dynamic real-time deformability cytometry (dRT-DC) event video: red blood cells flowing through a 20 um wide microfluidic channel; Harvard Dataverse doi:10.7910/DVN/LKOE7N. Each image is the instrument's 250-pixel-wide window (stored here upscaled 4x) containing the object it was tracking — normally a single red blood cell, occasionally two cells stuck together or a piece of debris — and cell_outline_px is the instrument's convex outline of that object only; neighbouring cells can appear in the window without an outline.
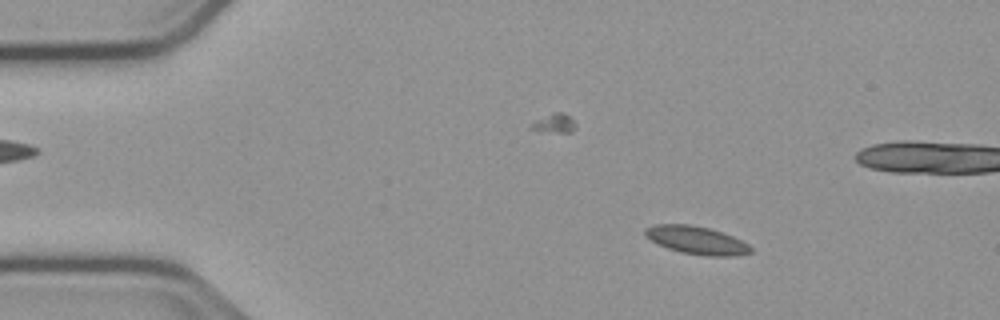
{"species": "common noctule bat (a hibernating species)", "species_latin": "Nyctalus noctula", "temperature_condition": "cold", "stored_images_in_passage": 56, "camera_frame_rate_fps": 3000, "um_per_image_px": 0.085, "animal": {"sex": "male", "body_mass_g": 23.1, "forearm_length_mm": 52.7}, "frame": {"image": 1, "passage_image": 9, "time_ms": 2.667, "image_size_px": [1000, 320], "cell_outline_px": [[752, 252], [736, 256], [708, 256], [680, 252], [668, 248], [644, 236], [644, 228], [656, 224], [692, 224], [708, 228], [732, 236], [748, 244], [752, 248]], "centroid_in_image_um": [59.2, 20.41], "position_along_channel_um": 25.8, "area_um2": 17.11}}
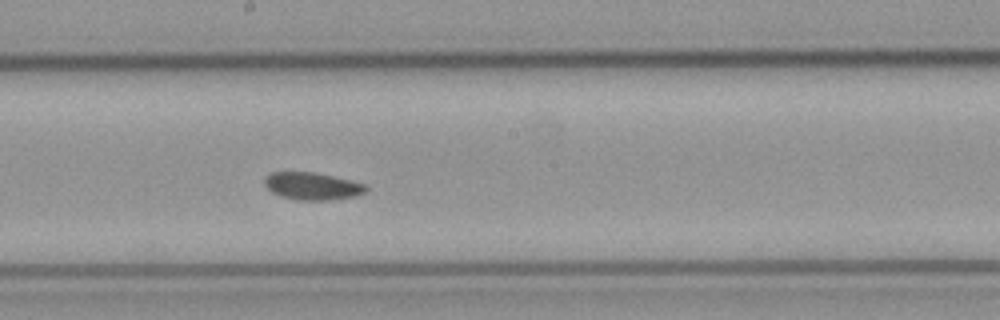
{"frame": {"image": 2, "passage_image": 30, "time_ms": 9.667, "image_size_px": [1000, 320], "cell_outline_px": [[368, 192], [356, 196], [332, 200], [296, 200], [280, 196], [272, 192], [264, 184], [264, 176], [272, 172], [316, 172], [352, 180], [364, 184], [368, 188]], "centroid_in_image_um": [26.57, 15.82], "position_along_channel_um": 221.6, "area_um2": 16.47}}
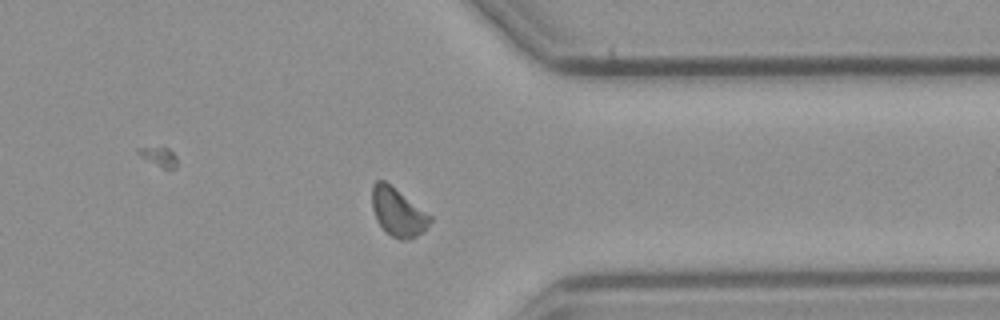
{"frame": {"image": 3, "passage_image": 43, "time_ms": 14.0, "image_size_px": [1000, 320], "cell_outline_px": [[432, 220], [424, 232], [408, 240], [400, 240], [392, 236], [376, 220], [372, 208], [372, 184], [376, 180], [384, 180], [432, 216]], "centroid_in_image_um": [33.83, 18.03], "position_along_channel_um": 377.6, "area_um2": 16.18}, "authors_computed_cell_mechanics": {"area_um2": 16.473, "velocity_mm_per_s": 3.7457, "shape_relaxation_time_tau1_ms": null, "shape_relaxation_time_tau2_ms": 4.8645, "deformation_change_tau1": null, "deformation_change_tau2": 0.0717}}